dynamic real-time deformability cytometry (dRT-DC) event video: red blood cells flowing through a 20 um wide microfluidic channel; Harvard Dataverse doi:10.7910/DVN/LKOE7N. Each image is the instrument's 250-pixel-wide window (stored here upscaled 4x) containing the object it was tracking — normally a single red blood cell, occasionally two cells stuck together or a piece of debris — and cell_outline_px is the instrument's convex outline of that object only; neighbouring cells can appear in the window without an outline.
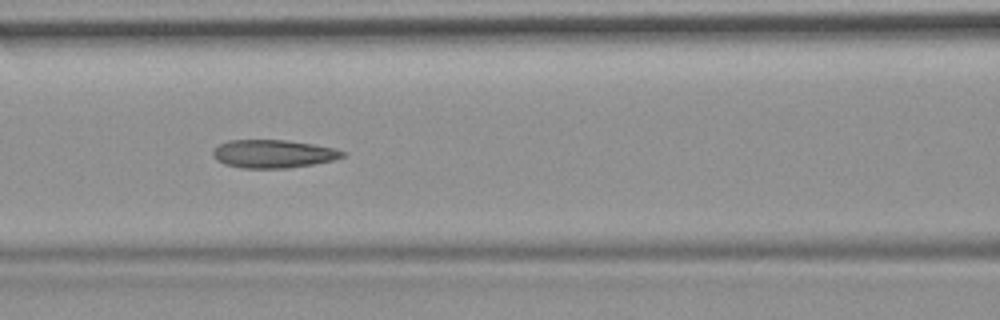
{"species": "common noctule bat (a hibernating species)", "species_latin": "Nyctalus noctula", "temperature_condition": "room temperature", "stored_images_in_passage": 15, "camera_frame_rate_fps": 3000, "um_per_image_px": 0.085, "animal": {"sex": "female", "body_mass_g": 19.9}, "frame": {"image": 1, "passage_image": 7, "time_ms": 2.0, "image_size_px": [1000, 320], "cell_outline_px": [[348, 152], [344, 156], [332, 160], [312, 164], [288, 168], [240, 168], [224, 164], [216, 160], [212, 156], [212, 152], [220, 144], [228, 140], [288, 140], [312, 144], [332, 148]], "centroid_in_image_um": [23.2, 13.08], "position_along_channel_um": 143.4, "area_um2": 21.21}}